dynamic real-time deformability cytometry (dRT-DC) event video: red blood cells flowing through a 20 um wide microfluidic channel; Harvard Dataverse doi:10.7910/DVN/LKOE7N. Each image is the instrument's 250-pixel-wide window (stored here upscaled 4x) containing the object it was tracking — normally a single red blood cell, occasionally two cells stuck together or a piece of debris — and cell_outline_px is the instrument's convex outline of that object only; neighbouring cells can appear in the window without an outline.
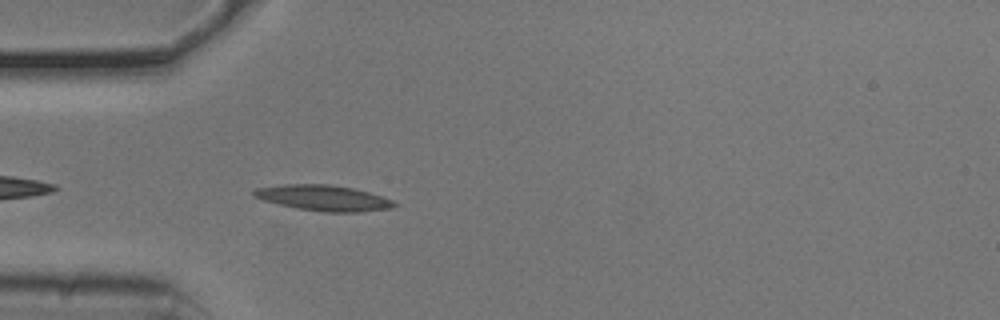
{"species": "common noctule bat (a hibernating species)", "species_latin": "Nyctalus noctula", "temperature_condition": "cold", "stored_images_in_passage": 28, "camera_frame_rate_fps": 3000, "um_per_image_px": 0.085, "animal": {"sex": "male", "body_mass_g": 20.5, "forearm_length_mm": 52.5}, "frame": {"image": 1, "passage_image": 3, "time_ms": 0.667, "image_size_px": [1000, 320], "cell_outline_px": [[396, 204], [392, 208], [360, 212], [324, 212], [296, 208], [264, 200], [252, 196], [252, 192], [256, 188], [284, 184], [328, 184], [352, 188], [368, 192], [392, 200]], "centroid_in_image_um": [27.47, 16.82], "position_along_channel_um": 57.5, "area_um2": 20.81}}
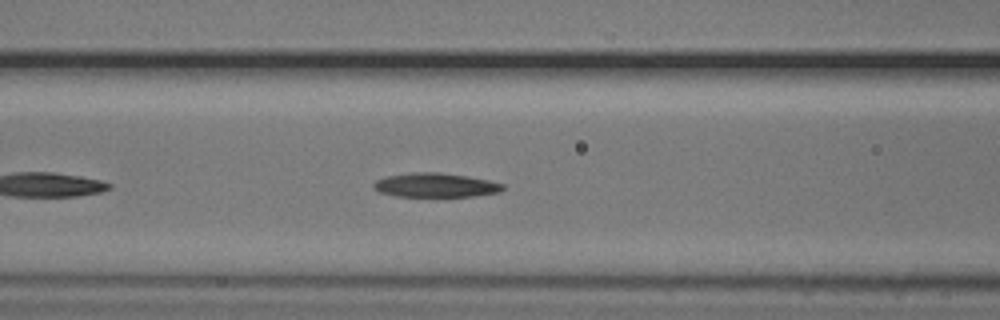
{"frame": {"image": 2, "passage_image": 9, "time_ms": 2.667, "image_size_px": [1000, 320], "cell_outline_px": [[504, 188], [500, 192], [476, 196], [396, 196], [380, 192], [372, 188], [372, 184], [376, 180], [384, 176], [412, 172], [440, 172], [468, 176], [488, 180], [504, 184]], "centroid_in_image_um": [36.99, 15.73], "position_along_channel_um": 129.6, "area_um2": 18.32}}
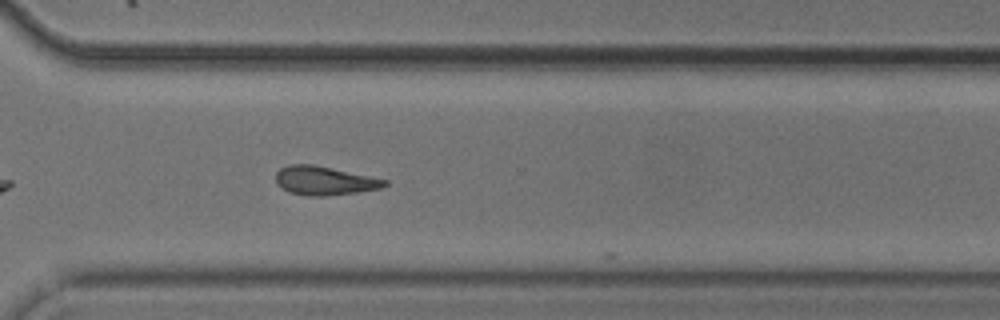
{"frame": {"image": 3, "passage_image": 26, "time_ms": 8.333, "image_size_px": [1000, 320], "cell_outline_px": [[388, 184], [380, 188], [356, 192], [324, 196], [308, 196], [288, 192], [280, 188], [276, 184], [276, 172], [280, 168], [288, 164], [312, 164], [388, 180]], "centroid_in_image_um": [27.51, 15.36], "position_along_channel_um": 343.1, "area_um2": 18.21}}